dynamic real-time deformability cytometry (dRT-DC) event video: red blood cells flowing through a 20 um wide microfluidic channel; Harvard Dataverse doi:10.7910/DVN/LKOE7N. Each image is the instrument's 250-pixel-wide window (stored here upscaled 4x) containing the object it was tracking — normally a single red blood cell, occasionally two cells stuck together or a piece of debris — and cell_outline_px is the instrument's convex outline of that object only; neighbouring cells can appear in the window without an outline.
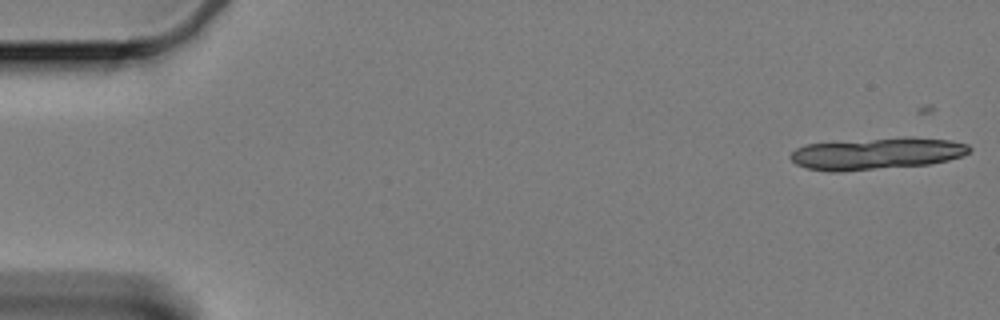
{"species": "Egyptian fruit bat (a non-hibernating species)", "species_latin": "Rousettus aegyptiacus", "temperature_condition": "cold", "stored_images_in_passage": 19, "camera_frame_rate_fps": 3000, "um_per_image_px": 0.085, "animal": {"sex": "female"}, "frame": {"image": 1, "passage_image": 3, "time_ms": 0.667, "image_size_px": [1000, 320], "cell_outline_px": [[972, 148], [968, 152], [960, 156], [948, 160], [928, 164], [840, 172], [832, 172], [808, 168], [796, 164], [788, 156], [796, 148], [808, 144], [908, 136], [948, 140], [968, 144]], "centroid_in_image_um": [74.52, 13.05], "position_along_channel_um": 10.5, "area_um2": 33.0}}